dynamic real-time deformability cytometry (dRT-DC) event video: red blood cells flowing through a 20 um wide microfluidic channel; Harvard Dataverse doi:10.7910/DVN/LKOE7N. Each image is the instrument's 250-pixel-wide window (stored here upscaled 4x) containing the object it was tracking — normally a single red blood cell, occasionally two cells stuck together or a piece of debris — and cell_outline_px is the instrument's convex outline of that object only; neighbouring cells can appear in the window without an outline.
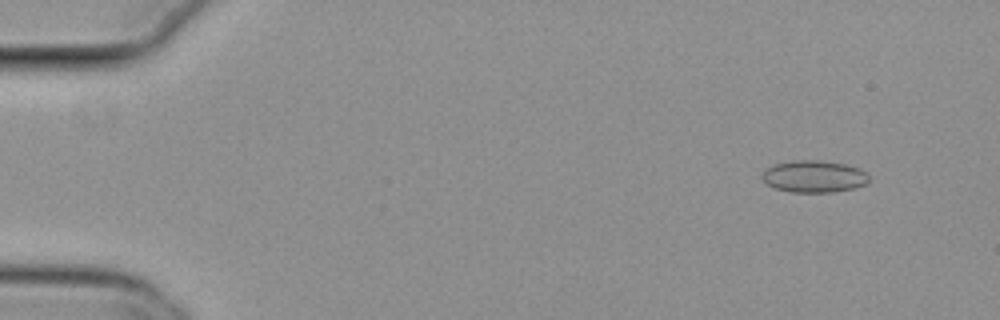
{"species": "common noctule bat (a hibernating species)", "species_latin": "Nyctalus noctula", "temperature_condition": "cold", "stored_images_in_passage": 54, "camera_frame_rate_fps": 3000, "um_per_image_px": 0.085, "animal": {"sex": "female", "body_mass_g": 29.2, "forearm_length_mm": 56.3}, "frame": {"image": 1, "passage_image": 4, "time_ms": 1.0, "image_size_px": [1000, 320], "cell_outline_px": [[868, 180], [864, 184], [856, 188], [832, 192], [792, 192], [776, 188], [768, 184], [760, 176], [764, 168], [776, 164], [792, 160], [820, 160], [844, 164], [860, 168], [868, 176]], "centroid_in_image_um": [69.16, 14.99], "position_along_channel_um": 15.8, "area_um2": 19.88}}
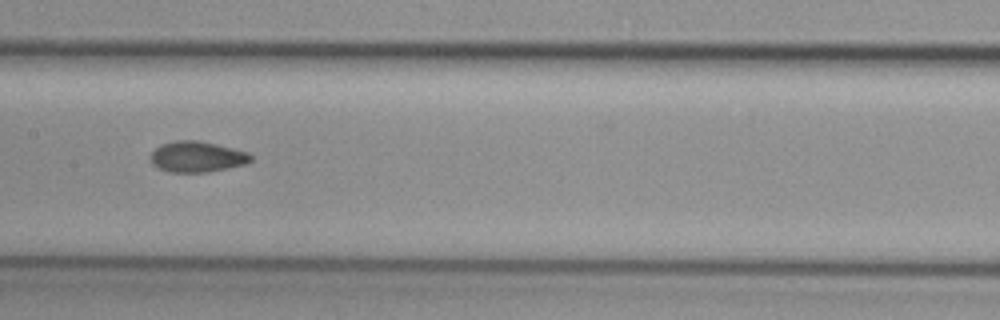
{"frame": {"image": 2, "passage_image": 27, "time_ms": 8.667, "image_size_px": [1000, 320], "cell_outline_px": [[252, 160], [244, 164], [228, 168], [208, 172], [168, 172], [156, 168], [152, 164], [148, 156], [160, 144], [176, 140], [196, 140], [216, 144], [248, 152], [252, 156]], "centroid_in_image_um": [16.69, 13.33], "position_along_channel_um": 190.7, "area_um2": 18.15}}
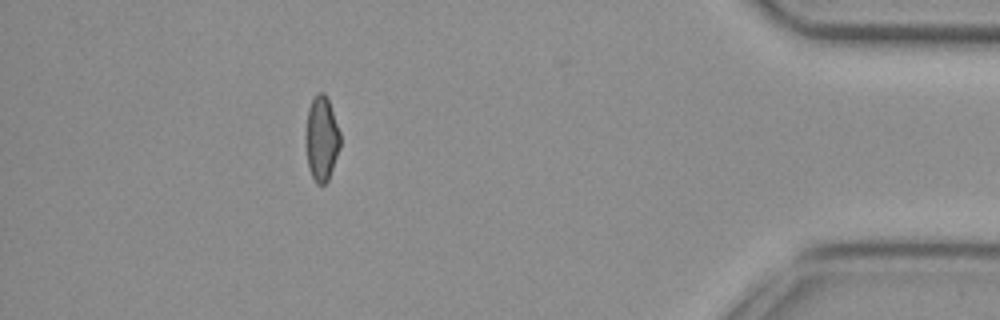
{"frame": {"image": 3, "passage_image": 48, "time_ms": 15.667, "image_size_px": [1000, 320], "cell_outline_px": [[340, 148], [328, 180], [324, 184], [316, 184], [312, 176], [308, 164], [304, 140], [308, 108], [316, 92], [324, 92], [328, 100], [340, 132]], "centroid_in_image_um": [27.32, 11.77], "position_along_channel_um": 407.9, "area_um2": 17.11}, "authors_computed_cell_mechanics": {"area_um2": 18.2359, "velocity_mm_per_s": 3.8209, "shape_relaxation_time_tau1_ms": null, "shape_relaxation_time_tau2_ms": 2.5747, "deformation_change_tau1": null, "deformation_change_tau2": 0.0786}}